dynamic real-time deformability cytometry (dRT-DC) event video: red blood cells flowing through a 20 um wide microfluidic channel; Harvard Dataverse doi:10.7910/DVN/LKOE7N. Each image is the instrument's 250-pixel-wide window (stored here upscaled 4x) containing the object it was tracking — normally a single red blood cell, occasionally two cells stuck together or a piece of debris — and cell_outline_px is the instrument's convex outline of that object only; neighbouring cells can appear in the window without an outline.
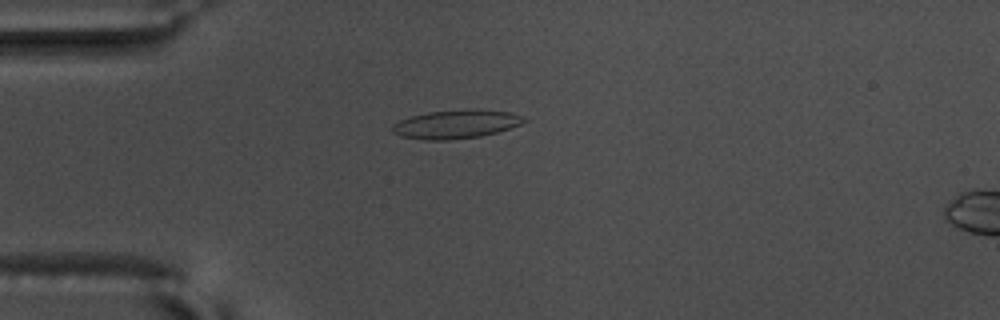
{"species": "common noctule bat (a hibernating species)", "species_latin": "Nyctalus noctula", "temperature_condition": "warm", "stored_images_in_passage": 56, "camera_frame_rate_fps": 3000, "um_per_image_px": 0.085, "animal": {"sex": "male", "body_mass_g": 17.5, "forearm_length_mm": 52.3}, "frame": {"image": 1, "passage_image": 15, "time_ms": 4.667, "image_size_px": [1000, 320], "cell_outline_px": [[528, 120], [520, 124], [496, 132], [480, 136], [448, 140], [424, 140], [400, 136], [392, 132], [392, 124], [400, 120], [412, 116], [428, 112], [472, 108], [508, 112], [524, 116]], "centroid_in_image_um": [38.74, 10.55], "position_along_channel_um": 46.3, "area_um2": 21.96}}
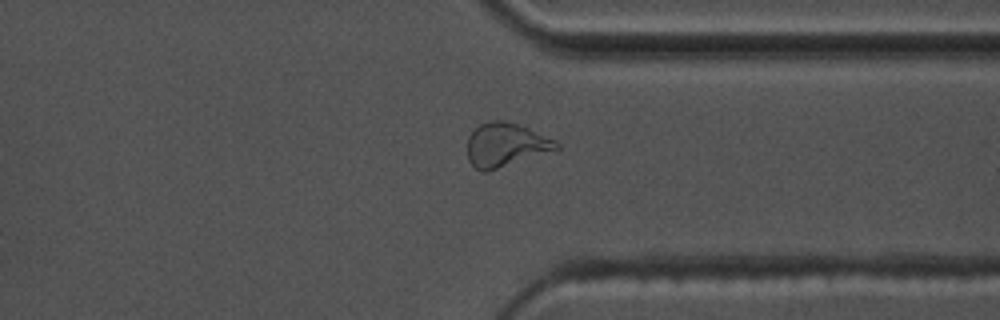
{"frame": {"image": 2, "passage_image": 43, "time_ms": 14.0, "image_size_px": [1000, 320], "cell_outline_px": [[560, 148], [488, 172], [480, 172], [468, 160], [468, 136], [480, 124], [488, 120], [504, 120], [520, 124], [556, 140], [560, 144]], "centroid_in_image_um": [42.98, 12.3], "position_along_channel_um": 368.4, "area_um2": 22.83}}
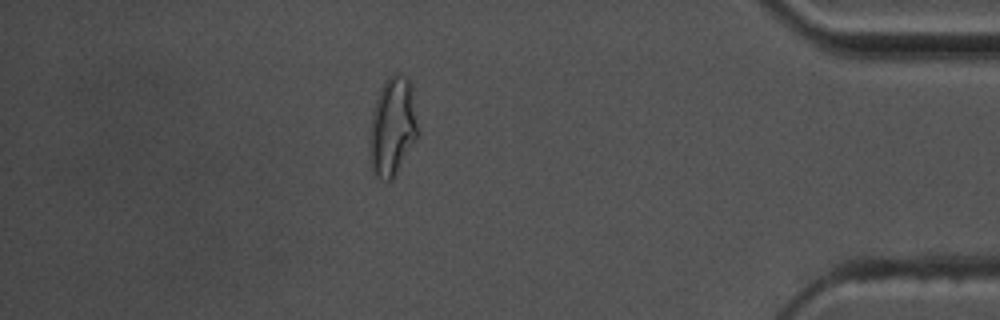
{"frame": {"image": 3, "passage_image": 49, "time_ms": 16.0, "image_size_px": [1000, 320], "cell_outline_px": [[420, 132], [416, 140], [392, 180], [380, 180], [372, 172], [368, 148], [368, 136], [372, 112], [380, 88], [384, 80], [392, 72], [400, 72], [412, 84]], "centroid_in_image_um": [33.36, 10.74], "position_along_channel_um": 401.8, "area_um2": 28.73}, "authors_computed_cell_mechanics": {"area_um2": 21.4149, "velocity_mm_per_s": 3.6533, "shape_relaxation_time_tau1_ms": 10.2647, "shape_relaxation_time_tau2_ms": 1.2349, "deformation_change_tau1": 0.2693, "deformation_change_tau2": 0.0964}}